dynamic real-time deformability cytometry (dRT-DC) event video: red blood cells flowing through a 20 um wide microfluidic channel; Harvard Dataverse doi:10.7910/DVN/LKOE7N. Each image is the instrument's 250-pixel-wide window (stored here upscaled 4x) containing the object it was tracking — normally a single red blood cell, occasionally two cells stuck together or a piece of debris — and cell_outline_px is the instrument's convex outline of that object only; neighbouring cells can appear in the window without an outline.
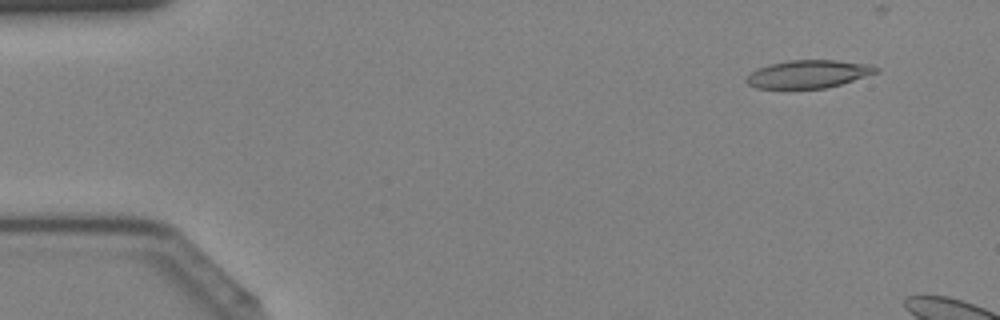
{"species": "Egyptian fruit bat (a non-hibernating species)", "species_latin": "Rousettus aegyptiacus", "temperature_condition": "cold", "stored_images_in_passage": 9, "camera_frame_rate_fps": 3000, "um_per_image_px": 0.085, "animal": {"sex": "female"}, "frame": {"image": 1, "passage_image": 4, "time_ms": 1.0, "image_size_px": [1000, 320], "cell_outline_px": [[880, 72], [840, 84], [824, 88], [756, 88], [748, 84], [744, 80], [756, 68], [768, 64], [788, 60], [836, 60], [872, 64], [880, 68]], "centroid_in_image_um": [68.74, 6.28], "position_along_channel_um": 16.3, "area_um2": 21.21}}